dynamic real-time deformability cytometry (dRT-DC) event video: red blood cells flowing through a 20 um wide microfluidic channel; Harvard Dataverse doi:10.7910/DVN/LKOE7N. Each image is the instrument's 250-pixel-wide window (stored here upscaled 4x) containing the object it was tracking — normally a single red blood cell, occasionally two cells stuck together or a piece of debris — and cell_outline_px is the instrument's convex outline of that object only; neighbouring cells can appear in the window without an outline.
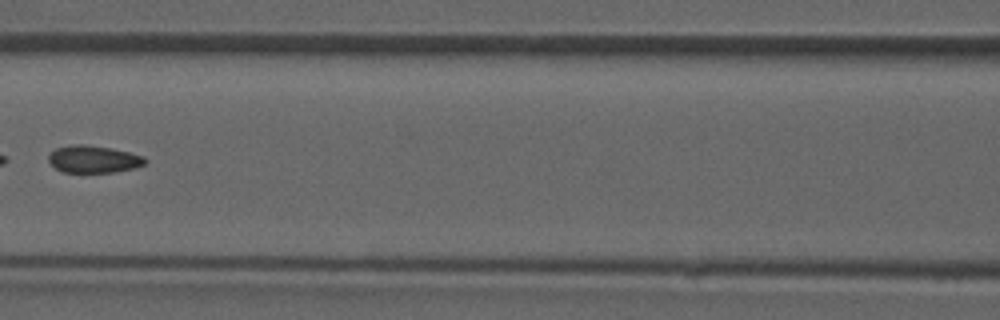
{"species": "common noctule bat (a hibernating species)", "species_latin": "Nyctalus noctula", "temperature_condition": "room temperature", "stored_images_in_passage": 6, "camera_frame_rate_fps": 3000, "um_per_image_px": 0.085, "animal": {"sex": "male", "forearm_length_mm": 52.5}, "frame": {"image": 1, "passage_image": 6, "time_ms": 6.0, "image_size_px": [1000, 320], "cell_outline_px": [[148, 160], [144, 164], [136, 168], [112, 172], [64, 172], [56, 168], [48, 160], [48, 156], [56, 148], [72, 144], [84, 144], [112, 148], [144, 156]], "centroid_in_image_um": [7.97, 13.52], "position_along_channel_um": 158.6, "area_um2": 15.32}}